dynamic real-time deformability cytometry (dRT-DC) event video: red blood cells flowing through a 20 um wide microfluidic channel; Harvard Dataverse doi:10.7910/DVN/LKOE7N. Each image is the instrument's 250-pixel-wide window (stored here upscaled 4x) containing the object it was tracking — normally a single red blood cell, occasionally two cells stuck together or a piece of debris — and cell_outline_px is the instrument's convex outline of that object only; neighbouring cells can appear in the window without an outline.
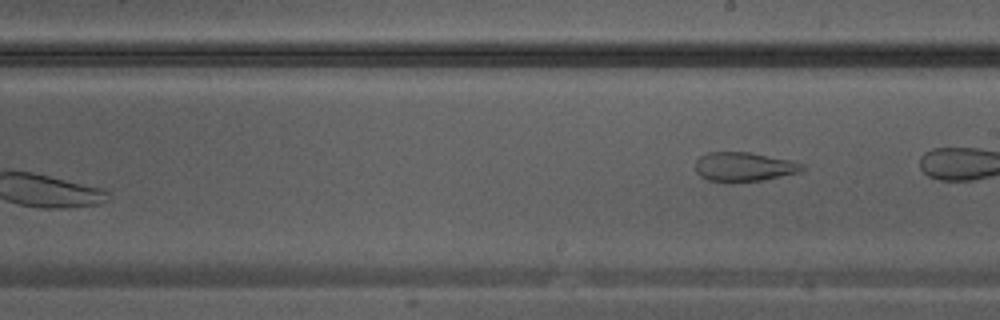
{"species": "Egyptian fruit bat (a non-hibernating species)", "species_latin": "Rousettus aegyptiacus", "temperature_condition": "warm", "stored_images_in_passage": 14, "camera_frame_rate_fps": 3000, "um_per_image_px": 0.085, "animal": {"sex": "male"}, "frame": {"image": 1, "passage_image": 14, "time_ms": 4.333, "image_size_px": [1000, 320], "cell_outline_px": [[804, 168], [800, 172], [764, 180], [728, 184], [708, 180], [700, 176], [696, 172], [696, 160], [700, 156], [708, 152], [748, 152], [788, 160], [804, 164]], "centroid_in_image_um": [63.19, 14.21], "position_along_channel_um": 225.8, "area_um2": 18.44}}